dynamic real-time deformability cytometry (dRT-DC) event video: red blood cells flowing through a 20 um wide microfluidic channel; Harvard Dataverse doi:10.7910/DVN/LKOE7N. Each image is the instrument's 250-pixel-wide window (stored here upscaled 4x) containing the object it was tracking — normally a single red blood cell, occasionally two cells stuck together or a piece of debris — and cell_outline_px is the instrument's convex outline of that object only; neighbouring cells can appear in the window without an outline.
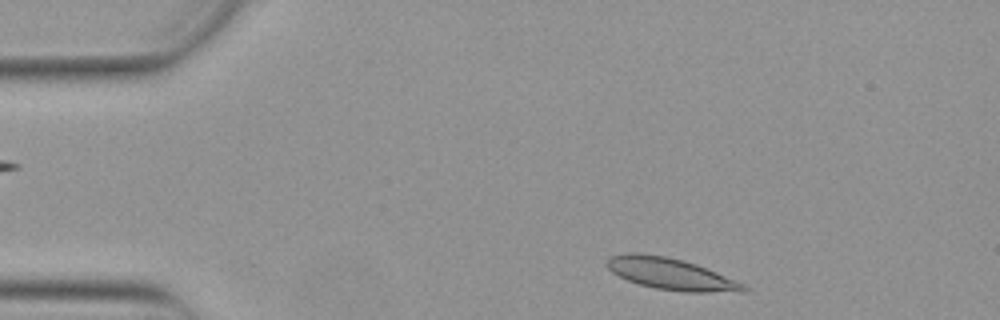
{"species": "Egyptian fruit bat (a non-hibernating species)", "species_latin": "Rousettus aegyptiacus", "temperature_condition": "warm", "stored_images_in_passage": 46, "camera_frame_rate_fps": 3000, "um_per_image_px": 0.085, "animal": {"sex": "female"}, "frame": {"image": 1, "passage_image": 2, "time_ms": 0.333, "image_size_px": [1000, 320], "cell_outline_px": [[752, 288], [744, 292], [684, 292], [656, 288], [640, 284], [628, 280], [612, 272], [604, 264], [612, 256], [628, 252], [640, 252], [664, 256], [684, 260], [696, 264], [736, 280]], "centroid_in_image_um": [57.05, 23.28], "position_along_channel_um": 27.9, "area_um2": 25.2}}
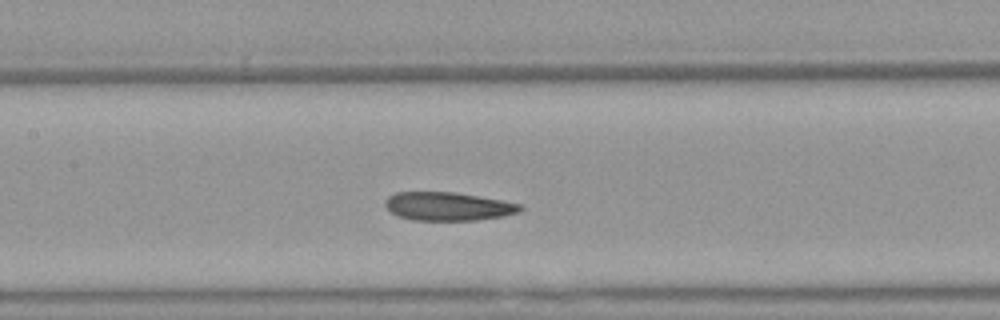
{"frame": {"image": 2, "passage_image": 18, "time_ms": 5.667, "image_size_px": [1000, 320], "cell_outline_px": [[524, 208], [520, 212], [504, 216], [476, 220], [412, 220], [400, 216], [392, 212], [384, 204], [384, 200], [388, 196], [396, 192], [456, 192], [500, 200], [520, 204]], "centroid_in_image_um": [38.09, 17.54], "position_along_channel_um": 169.3, "area_um2": 22.31}}
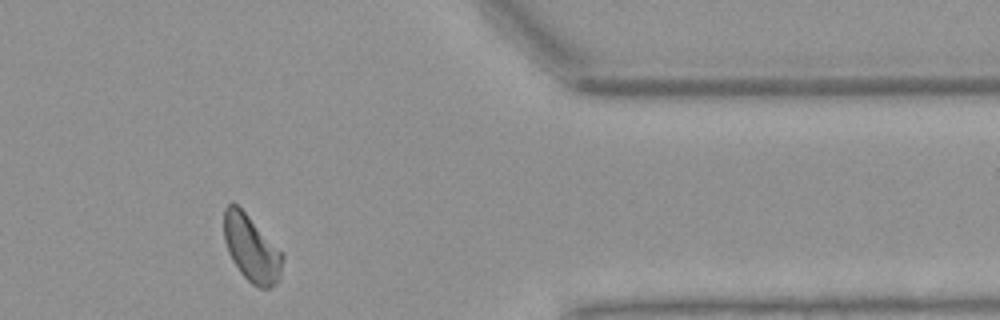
{"frame": {"image": 3, "passage_image": 37, "time_ms": 12.0, "image_size_px": [1000, 320], "cell_outline_px": [[284, 256], [280, 276], [276, 284], [268, 288], [260, 288], [252, 284], [240, 272], [232, 260], [228, 252], [224, 240], [224, 208], [228, 204], [236, 204], [284, 252]], "centroid_in_image_um": [21.39, 21.14], "position_along_channel_um": 390.0, "area_um2": 22.66}, "authors_computed_cell_mechanics": {"area_um2": 22.9755, "velocity_mm_per_s": 3.8402, "shape_relaxation_time_tau1_ms": 11.0878, "shape_relaxation_time_tau2_ms": 4.7967, "deformation_change_tau1": 0.2088, "deformation_change_tau2": 0.0961}}